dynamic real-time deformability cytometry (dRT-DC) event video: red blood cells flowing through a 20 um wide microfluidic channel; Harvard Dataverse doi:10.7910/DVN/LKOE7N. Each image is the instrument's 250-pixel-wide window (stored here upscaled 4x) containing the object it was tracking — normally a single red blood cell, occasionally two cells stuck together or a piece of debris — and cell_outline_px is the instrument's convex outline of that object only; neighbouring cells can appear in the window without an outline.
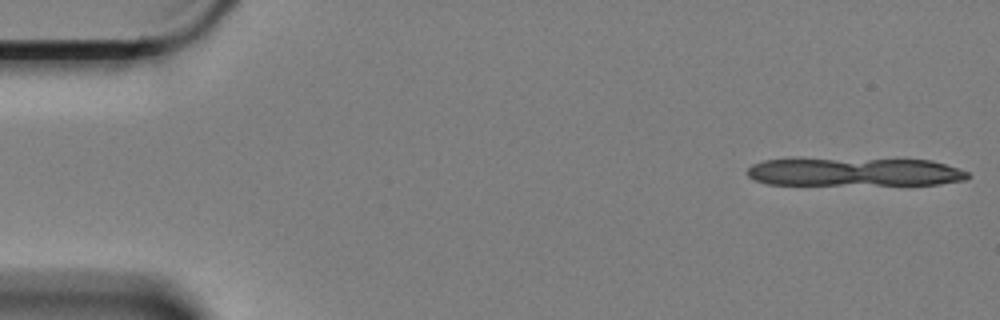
{"species": "Egyptian fruit bat (a non-hibernating species)", "species_latin": "Rousettus aegyptiacus", "temperature_condition": "cold", "stored_images_in_passage": 8, "camera_frame_rate_fps": 3000, "um_per_image_px": 0.085, "animal": {"sex": "female"}, "frame": {"image": 1, "passage_image": 1, "time_ms": 0.0, "image_size_px": [1000, 320], "cell_outline_px": [[968, 176], [964, 180], [940, 184], [768, 184], [756, 180], [748, 176], [748, 168], [752, 164], [764, 160], [932, 160], [968, 172]], "centroid_in_image_um": [72.65, 14.63], "position_along_channel_um": 12.3, "area_um2": 35.2}}